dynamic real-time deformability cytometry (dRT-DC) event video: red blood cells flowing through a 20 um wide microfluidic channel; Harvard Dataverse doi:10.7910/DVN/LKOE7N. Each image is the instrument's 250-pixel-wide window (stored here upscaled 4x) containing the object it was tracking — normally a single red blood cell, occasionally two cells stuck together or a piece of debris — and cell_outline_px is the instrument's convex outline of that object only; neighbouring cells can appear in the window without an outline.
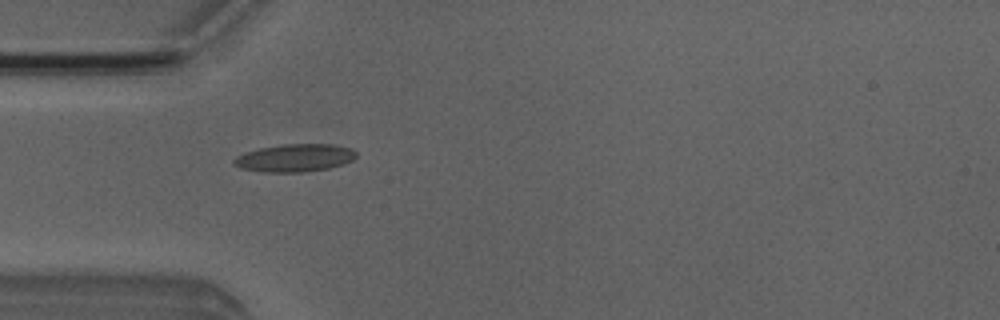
{"species": "Egyptian fruit bat (a non-hibernating species)", "species_latin": "Rousettus aegyptiacus", "temperature_condition": "room temperature", "stored_images_in_passage": 6, "camera_frame_rate_fps": 3000, "um_per_image_px": 0.085, "animal": {"sex": "male"}, "frame": {"image": 1, "passage_image": 4, "time_ms": 4.333, "image_size_px": [1000, 320], "cell_outline_px": [[356, 156], [352, 160], [344, 164], [328, 168], [304, 172], [264, 172], [240, 168], [232, 164], [232, 160], [236, 156], [260, 148], [284, 144], [332, 144], [352, 148], [356, 152]], "centroid_in_image_um": [25.06, 13.42], "position_along_channel_um": 59.9, "area_um2": 19.77}}